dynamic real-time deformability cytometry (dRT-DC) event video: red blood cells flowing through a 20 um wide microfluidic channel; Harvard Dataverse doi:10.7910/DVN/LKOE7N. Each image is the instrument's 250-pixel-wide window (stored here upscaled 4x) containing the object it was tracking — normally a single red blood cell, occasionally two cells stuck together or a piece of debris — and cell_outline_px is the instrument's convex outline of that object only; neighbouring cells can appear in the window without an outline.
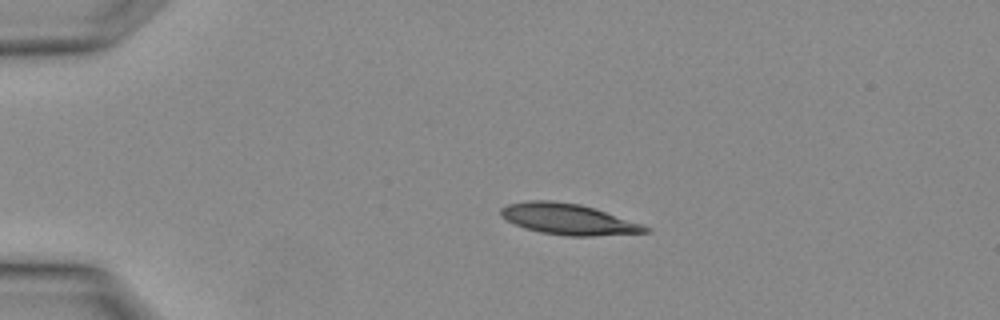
{"species": "Egyptian fruit bat (a non-hibernating species)", "species_latin": "Rousettus aegyptiacus", "temperature_condition": "warm", "stored_images_in_passage": 1, "camera_frame_rate_fps": 3000, "um_per_image_px": 0.085, "animal": {"sex": "female"}, "frame": {"image": 1, "passage_image": 1, "time_ms": 0.0, "image_size_px": [1000, 320], "cell_outline_px": [[652, 232], [592, 236], [568, 236], [540, 232], [524, 228], [500, 216], [500, 208], [508, 204], [532, 200], [552, 200], [580, 204], [652, 228]], "centroid_in_image_um": [48.28, 18.63], "position_along_channel_um": 36.7, "area_um2": 25.72}}